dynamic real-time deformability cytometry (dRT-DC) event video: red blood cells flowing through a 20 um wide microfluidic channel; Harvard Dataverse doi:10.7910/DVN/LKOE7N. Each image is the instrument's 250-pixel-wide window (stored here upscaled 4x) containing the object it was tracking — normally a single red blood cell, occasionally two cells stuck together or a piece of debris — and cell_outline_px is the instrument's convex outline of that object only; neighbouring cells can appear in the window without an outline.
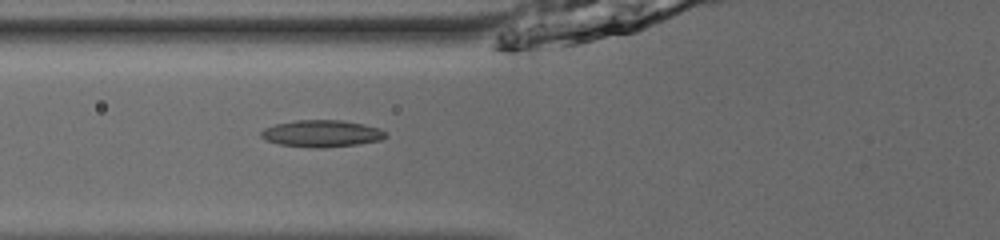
{"species": "common noctule bat (a hibernating species)", "species_latin": "Nyctalus noctula", "temperature_condition": "room temperature", "stored_images_in_passage": 36, "camera_frame_rate_fps": 3000, "um_per_image_px": 0.085, "animal": {"sex": "male", "body_mass_g": 13.0, "forearm_length_mm": 53.1}, "frame": {"image": 1, "passage_image": 6, "time_ms": 1.667, "image_size_px": [1000, 240], "cell_outline_px": [[388, 136], [380, 140], [356, 144], [324, 148], [312, 148], [280, 144], [268, 140], [260, 136], [260, 132], [264, 128], [276, 124], [296, 120], [340, 120], [364, 124], [380, 128]], "centroid_in_image_um": [27.35, 11.35], "position_along_channel_um": 98.5, "area_um2": 19.42}}
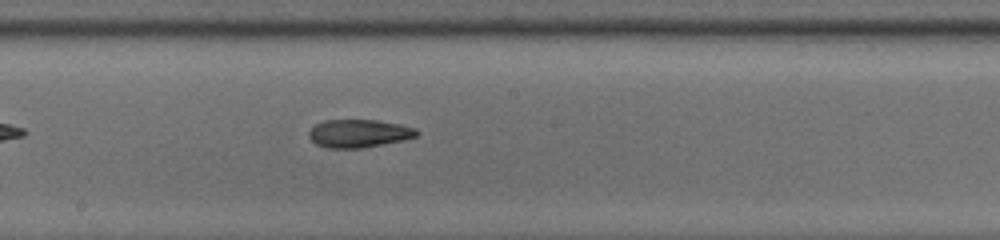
{"frame": {"image": 2, "passage_image": 15, "time_ms": 4.667, "image_size_px": [1000, 240], "cell_outline_px": [[420, 132], [416, 136], [404, 140], [360, 148], [328, 148], [316, 144], [308, 136], [308, 132], [316, 124], [324, 120], [376, 120], [400, 124], [416, 128]], "centroid_in_image_um": [30.51, 11.34], "position_along_channel_um": 217.7, "area_um2": 17.57}}
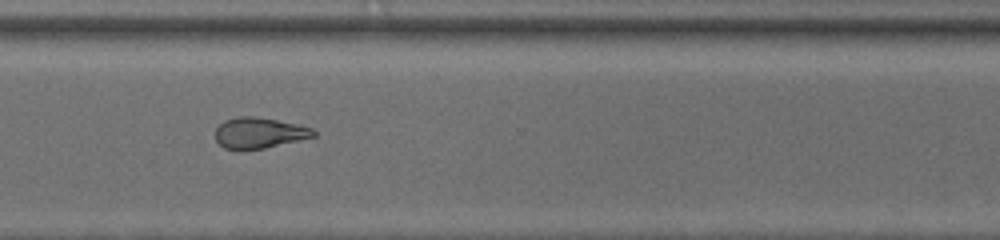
{"frame": {"image": 3, "passage_image": 25, "time_ms": 8.0, "image_size_px": [1000, 240], "cell_outline_px": [[316, 136], [264, 148], [224, 148], [216, 140], [216, 128], [224, 120], [240, 116], [256, 116], [300, 124], [312, 128], [316, 132]], "centroid_in_image_um": [22.06, 11.26], "position_along_channel_um": 348.5, "area_um2": 17.4}}